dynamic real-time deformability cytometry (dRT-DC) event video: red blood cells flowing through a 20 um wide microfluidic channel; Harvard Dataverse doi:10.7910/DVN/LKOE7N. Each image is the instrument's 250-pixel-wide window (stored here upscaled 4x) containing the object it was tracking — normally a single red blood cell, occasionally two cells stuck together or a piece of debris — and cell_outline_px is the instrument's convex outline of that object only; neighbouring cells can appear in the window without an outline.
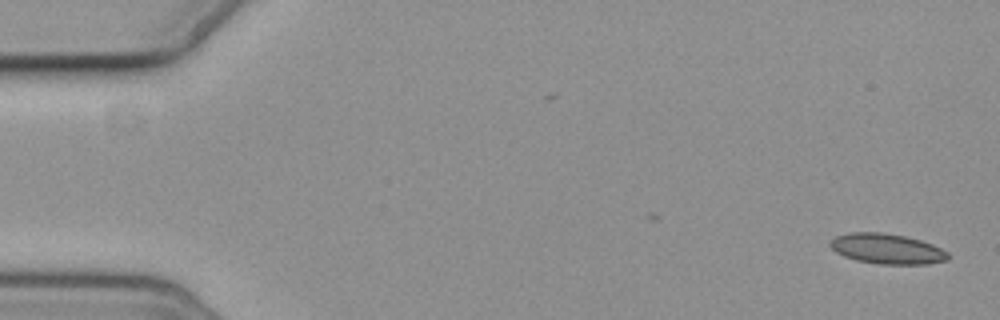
{"species": "common noctule bat (a hibernating species)", "species_latin": "Nyctalus noctula", "temperature_condition": "cold", "stored_images_in_passage": 7, "camera_frame_rate_fps": 3000, "um_per_image_px": 0.085, "animal": {"sex": "female", "body_mass_g": 19.3, "forearm_length_mm": 54.1}, "frame": {"image": 1, "passage_image": 1, "time_ms": 0.0, "image_size_px": [1000, 320], "cell_outline_px": [[952, 256], [948, 260], [928, 264], [880, 264], [856, 260], [844, 256], [836, 252], [828, 244], [836, 236], [852, 232], [884, 232], [904, 236], [920, 240], [932, 244], [948, 252]], "centroid_in_image_um": [75.42, 21.15], "position_along_channel_um": 9.6, "area_um2": 20.81}}
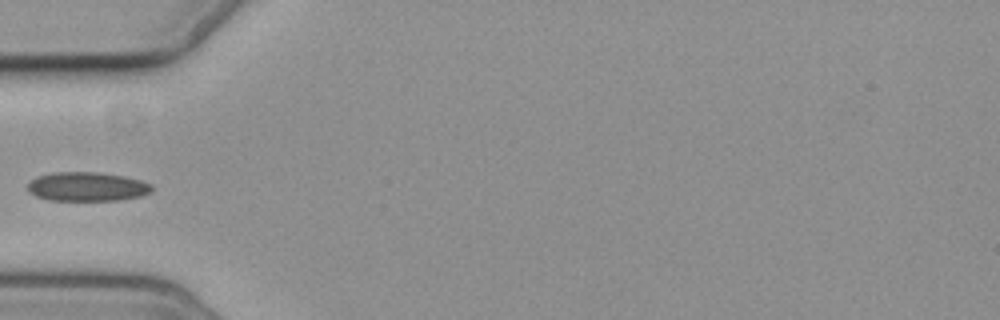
{"frame": {"image": 2, "passage_image": 6, "time_ms": 6.0, "image_size_px": [1000, 320], "cell_outline_px": [[152, 192], [140, 196], [120, 200], [48, 200], [36, 196], [28, 192], [28, 184], [36, 176], [52, 172], [96, 172], [124, 176], [140, 180], [152, 184]], "centroid_in_image_um": [7.39, 15.86], "position_along_channel_um": 77.6, "area_um2": 21.1}}
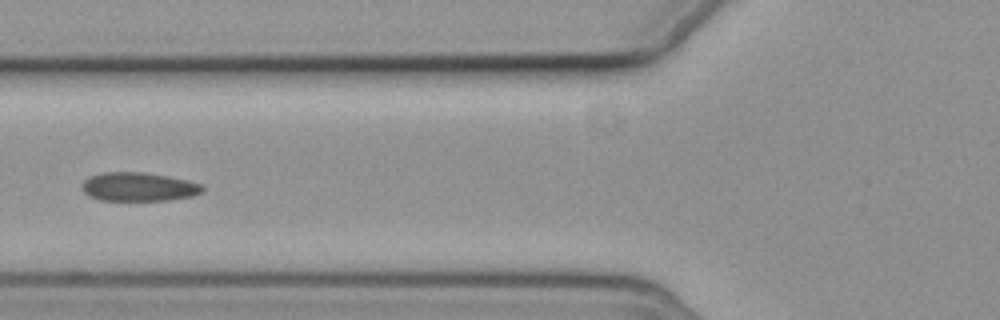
{"frame": {"image": 3, "passage_image": 7, "time_ms": 7.0, "image_size_px": [1000, 320], "cell_outline_px": [[204, 192], [192, 196], [168, 200], [100, 200], [88, 196], [80, 188], [84, 180], [88, 176], [100, 172], [144, 172], [168, 176], [200, 184], [204, 188]], "centroid_in_image_um": [11.73, 15.87], "position_along_channel_um": 114.1, "area_um2": 20.29}}